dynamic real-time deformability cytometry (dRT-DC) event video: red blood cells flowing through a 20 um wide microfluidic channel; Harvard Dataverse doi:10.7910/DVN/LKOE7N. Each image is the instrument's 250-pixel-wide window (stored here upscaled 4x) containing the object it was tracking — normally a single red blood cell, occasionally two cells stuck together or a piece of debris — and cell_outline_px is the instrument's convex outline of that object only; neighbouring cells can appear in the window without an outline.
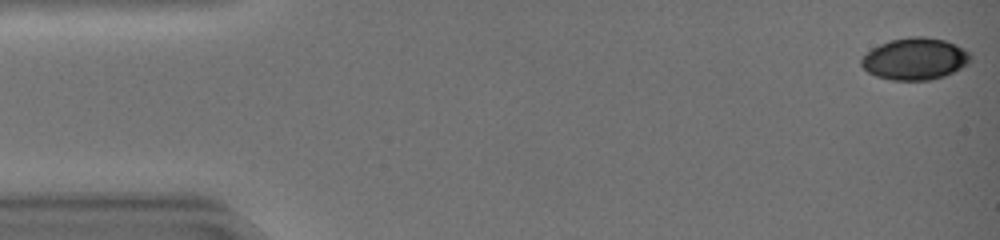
{"species": "common noctule bat (a hibernating species)", "species_latin": "Nyctalus noctula", "temperature_condition": "warm", "stored_images_in_passage": 46, "camera_frame_rate_fps": 3000, "um_per_image_px": 0.085, "animal": {"sex": "female", "body_mass_g": 19.0, "forearm_length_mm": 51.5}, "frame": {"image": 1, "passage_image": 1, "time_ms": 0.0, "image_size_px": [1000, 240], "cell_outline_px": [[972, 60], [968, 64], [944, 76], [928, 80], [892, 80], [876, 76], [868, 72], [860, 64], [860, 60], [872, 48], [888, 40], [908, 36], [924, 36], [944, 40], [956, 44], [968, 52], [972, 56]], "centroid_in_image_um": [77.77, 4.99], "position_along_channel_um": 7.2, "area_um2": 26.7}}
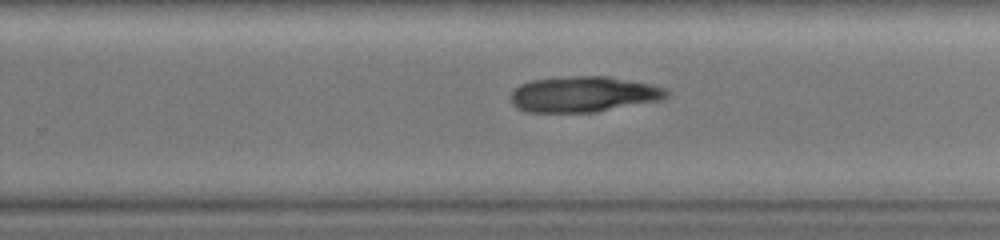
{"frame": {"image": 2, "passage_image": 30, "time_ms": 9.667, "image_size_px": [1000, 240], "cell_outline_px": [[668, 96], [664, 100], [596, 112], [528, 112], [516, 108], [512, 104], [512, 92], [520, 84], [532, 80], [572, 76], [608, 76], [652, 84], [668, 88]], "centroid_in_image_um": [49.66, 8.01], "position_along_channel_um": 280.1, "area_um2": 32.66}}
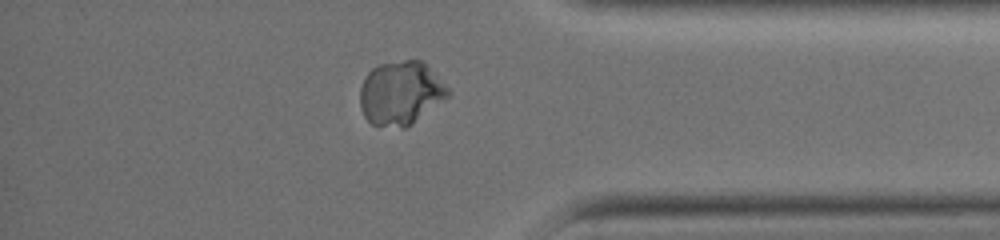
{"frame": {"image": 3, "passage_image": 39, "time_ms": 12.667, "image_size_px": [1000, 240], "cell_outline_px": [[452, 92], [448, 96], [412, 124], [404, 128], [372, 124], [364, 116], [360, 108], [360, 88], [368, 72], [372, 68], [380, 64], [404, 60], [420, 60]], "centroid_in_image_um": [34.03, 7.92], "position_along_channel_um": 401.2, "area_um2": 32.19}}